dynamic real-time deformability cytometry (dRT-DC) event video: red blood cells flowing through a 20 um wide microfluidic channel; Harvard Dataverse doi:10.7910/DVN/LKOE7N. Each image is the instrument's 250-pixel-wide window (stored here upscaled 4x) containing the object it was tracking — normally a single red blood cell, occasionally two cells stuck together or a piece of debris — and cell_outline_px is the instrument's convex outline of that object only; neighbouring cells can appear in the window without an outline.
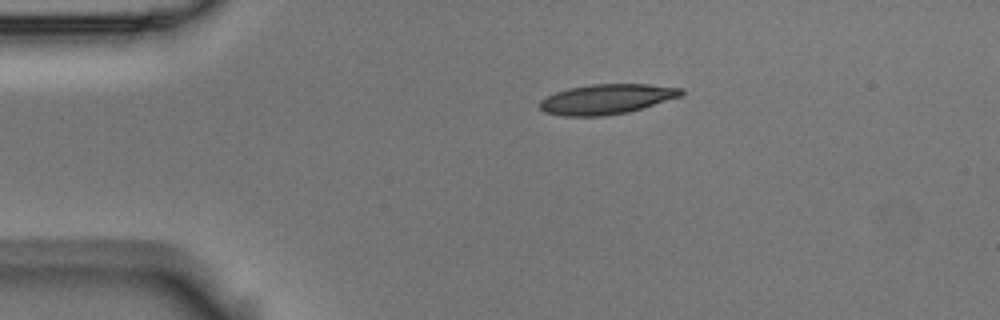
{"species": "Egyptian fruit bat (a non-hibernating species)", "species_latin": "Rousettus aegyptiacus", "temperature_condition": "room temperature", "stored_images_in_passage": 3, "camera_frame_rate_fps": 3000, "um_per_image_px": 0.085, "animal": {"sex": "male"}, "frame": {"image": 1, "passage_image": 3, "time_ms": 0.667, "image_size_px": [1000, 320], "cell_outline_px": [[684, 92], [680, 96], [644, 108], [628, 112], [604, 116], [564, 116], [544, 112], [540, 108], [540, 100], [556, 92], [568, 88], [592, 84], [648, 84], [684, 88]], "centroid_in_image_um": [51.58, 8.42], "position_along_channel_um": 33.4, "area_um2": 24.74}}